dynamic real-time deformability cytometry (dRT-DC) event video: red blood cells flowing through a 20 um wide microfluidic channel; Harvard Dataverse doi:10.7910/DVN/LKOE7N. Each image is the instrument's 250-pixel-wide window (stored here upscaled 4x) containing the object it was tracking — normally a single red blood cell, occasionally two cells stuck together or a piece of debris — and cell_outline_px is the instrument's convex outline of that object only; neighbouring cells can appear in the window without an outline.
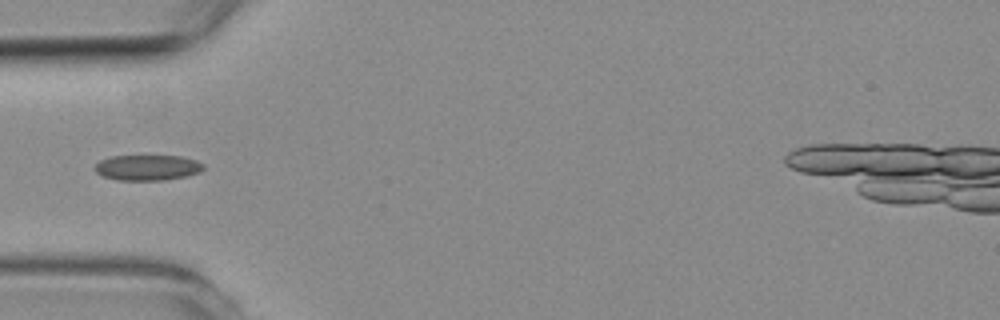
{"species": "common noctule bat (a hibernating species)", "species_latin": "Nyctalus noctula", "temperature_condition": "room temperature", "stored_images_in_passage": 5, "camera_frame_rate_fps": 3000, "um_per_image_px": 0.085, "animal": {"sex": "female", "body_mass_g": 19.3, "forearm_length_mm": 54.1}, "frame": {"image": 1, "passage_image": 5, "time_ms": 4.667, "image_size_px": [1000, 320], "cell_outline_px": [[204, 168], [200, 172], [188, 176], [164, 180], [116, 180], [100, 176], [92, 168], [100, 160], [112, 156], [180, 156], [196, 160], [204, 164]], "centroid_in_image_um": [12.51, 14.25], "position_along_channel_um": 72.5, "area_um2": 16.36}}